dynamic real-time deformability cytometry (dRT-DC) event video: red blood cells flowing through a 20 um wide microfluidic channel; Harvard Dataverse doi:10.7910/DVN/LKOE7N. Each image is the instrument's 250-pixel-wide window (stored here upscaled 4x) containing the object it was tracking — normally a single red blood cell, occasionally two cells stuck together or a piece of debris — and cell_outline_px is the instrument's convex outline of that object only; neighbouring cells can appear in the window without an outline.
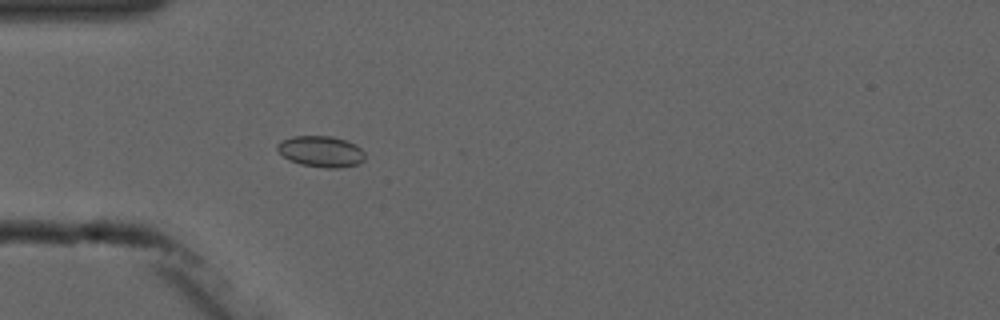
{"species": "common noctule bat (a hibernating species)", "species_latin": "Nyctalus noctula", "temperature_condition": "cold", "stored_images_in_passage": 5, "camera_frame_rate_fps": 3000, "um_per_image_px": 0.085, "animal": {"sex": "male", "forearm_length_mm": 52.5}, "frame": {"image": 1, "passage_image": 5, "time_ms": 4.667, "image_size_px": [1000, 320], "cell_outline_px": [[364, 160], [356, 164], [340, 168], [324, 168], [300, 164], [288, 160], [276, 148], [276, 144], [280, 140], [292, 136], [332, 136], [356, 144], [364, 152]], "centroid_in_image_um": [27.25, 12.87], "position_along_channel_um": 57.7, "area_um2": 15.95}}